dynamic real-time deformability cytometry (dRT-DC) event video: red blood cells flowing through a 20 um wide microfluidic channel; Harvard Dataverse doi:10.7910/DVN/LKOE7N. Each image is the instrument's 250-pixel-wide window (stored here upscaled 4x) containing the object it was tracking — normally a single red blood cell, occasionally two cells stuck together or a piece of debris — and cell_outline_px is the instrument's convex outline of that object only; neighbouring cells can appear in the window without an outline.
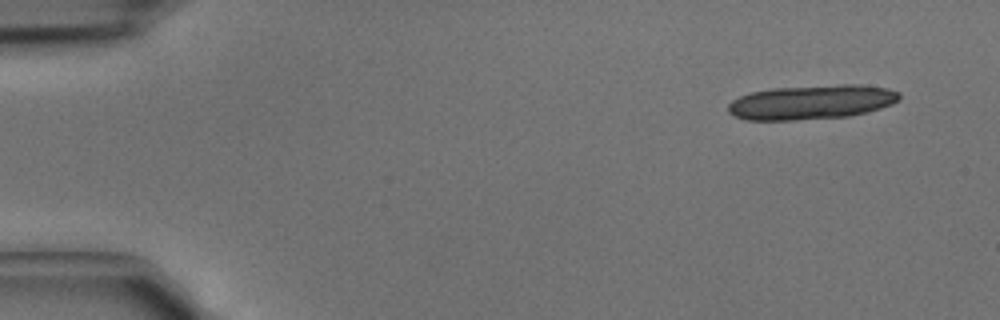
{"species": "common noctule bat (a hibernating species)", "species_latin": "Nyctalus noctula", "temperature_condition": "cold", "stored_images_in_passage": 6, "segment_of_instrument_passage": [1, 2], "camera_frame_rate_fps": 3000, "um_per_image_px": 0.085, "animal": {"sex": "male", "body_mass_g": 15.6}, "frame": {"image": 1, "passage_image": 1, "time_ms": 0.0, "image_size_px": [1000, 320], "cell_outline_px": [[900, 100], [892, 104], [868, 112], [848, 116], [792, 120], [748, 120], [736, 116], [728, 112], [728, 104], [732, 100], [740, 96], [752, 92], [772, 88], [840, 84], [860, 84], [888, 88], [900, 92]], "centroid_in_image_um": [69.01, 8.67], "position_along_channel_um": 16.0, "area_um2": 34.45}}